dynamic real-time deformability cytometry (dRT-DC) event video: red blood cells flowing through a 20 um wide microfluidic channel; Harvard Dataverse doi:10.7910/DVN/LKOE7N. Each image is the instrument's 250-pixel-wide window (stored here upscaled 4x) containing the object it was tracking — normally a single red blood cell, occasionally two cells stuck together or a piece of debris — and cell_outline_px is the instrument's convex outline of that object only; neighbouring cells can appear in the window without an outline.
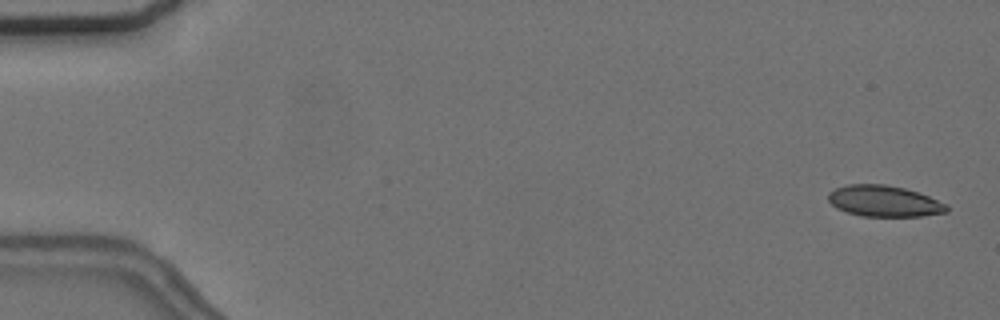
{"species": "common noctule bat (a hibernating species)", "species_latin": "Nyctalus noctula", "temperature_condition": "cold", "stored_images_in_passage": 6, "camera_frame_rate_fps": 3000, "um_per_image_px": 0.085, "animal": {"sex": "female", "body_mass_g": 24.6, "forearm_length_mm": 56.2}, "frame": {"image": 1, "passage_image": 1, "time_ms": 0.0, "image_size_px": [1000, 320], "cell_outline_px": [[948, 212], [920, 216], [860, 216], [836, 208], [828, 200], [828, 192], [836, 188], [848, 184], [884, 184], [904, 188], [928, 196], [948, 204]], "centroid_in_image_um": [75.14, 17.09], "position_along_channel_um": 9.9, "area_um2": 21.44}}